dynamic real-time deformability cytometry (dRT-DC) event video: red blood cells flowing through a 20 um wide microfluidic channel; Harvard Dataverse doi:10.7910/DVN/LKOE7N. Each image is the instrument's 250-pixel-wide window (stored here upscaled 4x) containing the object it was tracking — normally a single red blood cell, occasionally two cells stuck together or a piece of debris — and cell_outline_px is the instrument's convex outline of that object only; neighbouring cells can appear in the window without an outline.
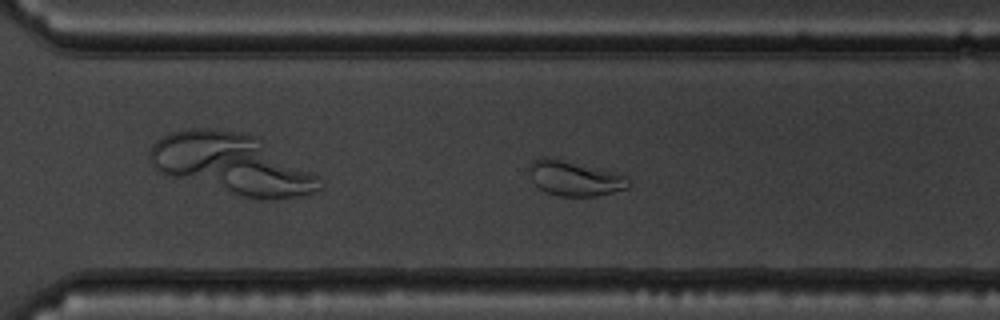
{"species": "common noctule bat (a hibernating species)", "species_latin": "Nyctalus noctula", "temperature_condition": "warm", "stored_images_in_passage": 40, "camera_frame_rate_fps": 3000, "um_per_image_px": 0.085, "animal": {"sex": "male", "body_mass_g": 19.5, "forearm_length_mm": 54.6}, "frame": {"image": 1, "passage_image": 23, "time_ms": 7.333, "image_size_px": [1000, 320], "cell_outline_px": [[632, 184], [628, 188], [596, 196], [560, 196], [544, 192], [532, 180], [528, 172], [528, 168], [532, 160], [540, 156], [544, 156], [564, 160], [628, 176], [632, 180]], "centroid_in_image_um": [48.83, 15.16], "position_along_channel_um": 321.8, "area_um2": 20.35}}